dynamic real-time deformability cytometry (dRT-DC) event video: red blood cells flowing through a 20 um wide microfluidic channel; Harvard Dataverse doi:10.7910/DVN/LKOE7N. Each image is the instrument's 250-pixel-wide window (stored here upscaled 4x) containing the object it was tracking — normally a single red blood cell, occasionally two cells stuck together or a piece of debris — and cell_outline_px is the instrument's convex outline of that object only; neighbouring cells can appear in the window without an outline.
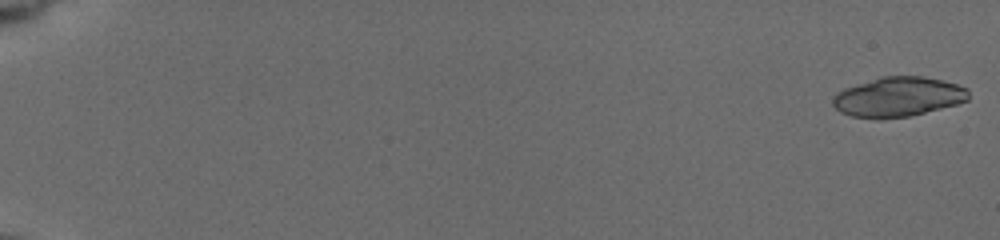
{"species": "common noctule bat (a hibernating species)", "species_latin": "Nyctalus noctula", "temperature_condition": "cold", "stored_images_in_passage": 25, "camera_frame_rate_fps": 3000, "um_per_image_px": 0.085, "animal": {"sex": "female", "body_mass_g": 19.5, "forearm_length_mm": 54.1}, "frame": {"image": 1, "passage_image": 1, "time_ms": 0.0, "image_size_px": [1000, 240], "cell_outline_px": [[968, 100], [956, 104], [908, 116], [852, 116], [840, 112], [832, 104], [832, 96], [836, 92], [844, 88], [884, 76], [920, 76], [940, 80], [956, 84], [968, 88]], "centroid_in_image_um": [76.33, 8.2], "position_along_channel_um": 8.7, "area_um2": 30.46}}